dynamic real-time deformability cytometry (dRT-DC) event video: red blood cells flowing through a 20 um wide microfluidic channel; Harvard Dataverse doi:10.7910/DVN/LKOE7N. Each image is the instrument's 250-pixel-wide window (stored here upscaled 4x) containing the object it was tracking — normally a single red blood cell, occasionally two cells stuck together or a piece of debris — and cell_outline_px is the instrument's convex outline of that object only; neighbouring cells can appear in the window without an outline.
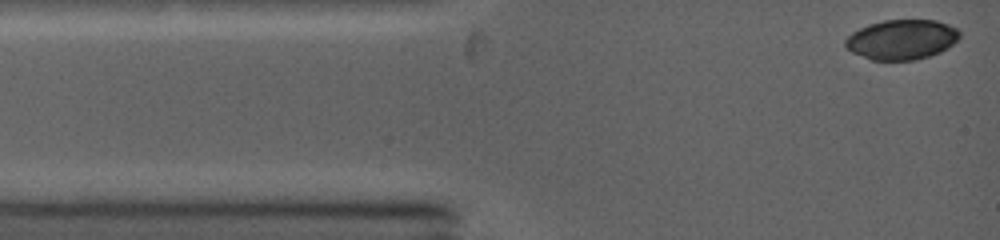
{"species": "common noctule bat (a hibernating species)", "species_latin": "Nyctalus noctula", "temperature_condition": "warm", "stored_images_in_passage": 25, "camera_frame_rate_fps": 5000, "um_per_image_px": 0.085, "animal": {"sex": "female", "body_mass_g": 19.0, "forearm_length_mm": 53.3}, "frame": {"image": 1, "passage_image": 1, "time_ms": 0.0, "image_size_px": [1000, 240], "cell_outline_px": [[960, 36], [948, 48], [940, 52], [916, 60], [872, 60], [852, 52], [844, 44], [844, 40], [852, 32], [868, 24], [884, 20], [936, 20], [948, 24], [956, 28], [960, 32]], "centroid_in_image_um": [76.64, 3.36], "position_along_channel_um": 8.4, "area_um2": 26.53}}
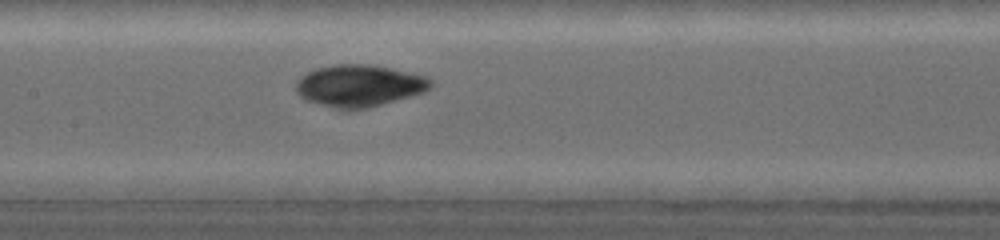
{"frame": {"image": 2, "passage_image": 13, "time_ms": 5.2, "image_size_px": [1000, 240], "cell_outline_px": [[432, 84], [424, 92], [368, 108], [348, 112], [320, 104], [308, 100], [300, 96], [296, 92], [296, 84], [300, 76], [316, 68], [336, 64], [364, 64], [388, 68], [424, 76], [432, 80]], "centroid_in_image_um": [30.49, 7.31], "position_along_channel_um": 176.9, "area_um2": 32.71}}
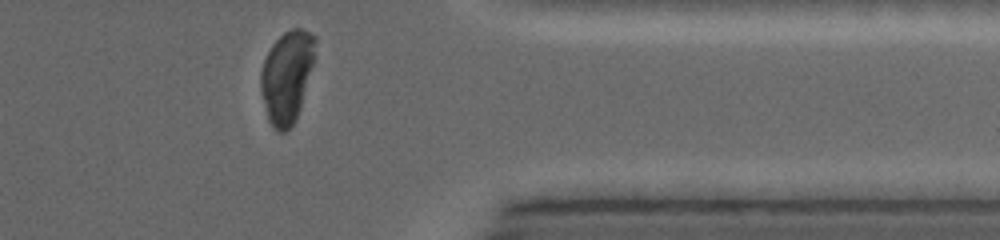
{"frame": {"image": 3, "passage_image": 25, "time_ms": 10.4, "image_size_px": [1000, 240], "cell_outline_px": [[316, 40], [312, 64], [300, 108], [296, 120], [284, 132], [276, 132], [268, 120], [260, 92], [260, 72], [264, 60], [272, 44], [284, 32], [292, 28], [300, 28], [316, 36]], "centroid_in_image_um": [24.35, 6.52], "position_along_channel_um": 387.0, "area_um2": 28.96}}